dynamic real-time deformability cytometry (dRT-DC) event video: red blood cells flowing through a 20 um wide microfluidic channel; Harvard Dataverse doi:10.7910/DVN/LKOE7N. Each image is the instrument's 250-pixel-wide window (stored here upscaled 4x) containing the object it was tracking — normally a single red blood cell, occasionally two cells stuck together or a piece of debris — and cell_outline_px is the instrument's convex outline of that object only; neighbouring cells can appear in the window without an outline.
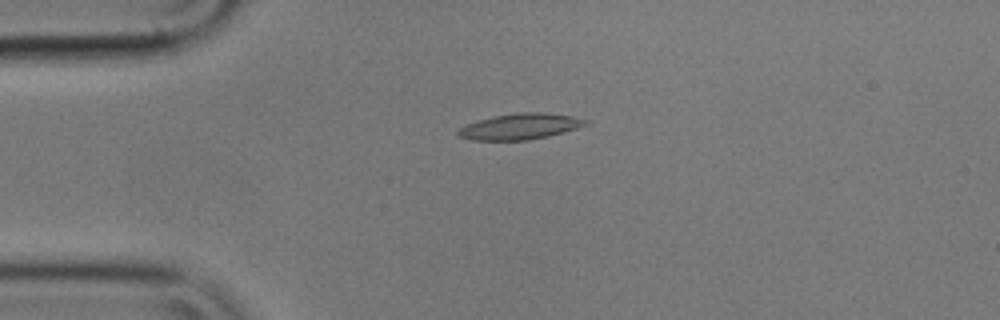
{"species": "common noctule bat (a hibernating species)", "species_latin": "Nyctalus noctula", "temperature_condition": "cold", "stored_images_in_passage": 5, "camera_frame_rate_fps": 3000, "um_per_image_px": 0.085, "animal": {"sex": "male", "body_mass_g": 17.9}, "frame": {"image": 1, "passage_image": 4, "time_ms": 1.0, "image_size_px": [1000, 320], "cell_outline_px": [[588, 124], [564, 132], [548, 136], [528, 140], [472, 140], [460, 136], [456, 132], [460, 128], [468, 124], [480, 120], [496, 116], [516, 112], [544, 112], [572, 116], [588, 120]], "centroid_in_image_um": [44.24, 10.75], "position_along_channel_um": 40.8, "area_um2": 19.02}}
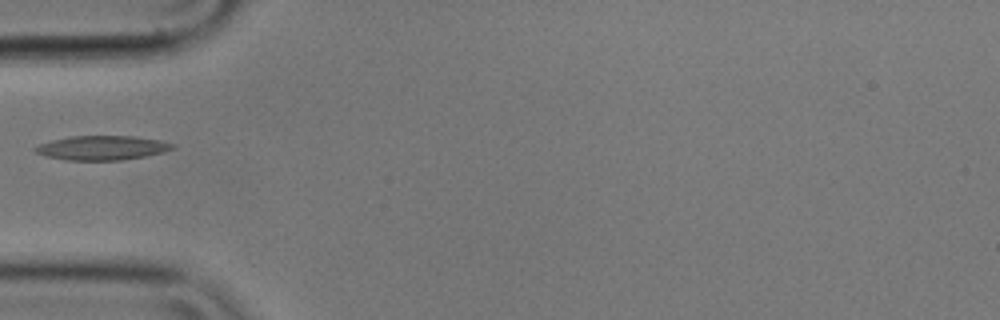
{"frame": {"image": 2, "passage_image": 5, "time_ms": 1.333, "image_size_px": [1000, 320], "cell_outline_px": [[176, 148], [164, 152], [144, 156], [120, 160], [64, 160], [44, 156], [36, 152], [32, 148], [40, 144], [52, 140], [72, 136], [136, 136], [160, 140], [176, 144]], "centroid_in_image_um": [8.69, 12.56], "position_along_channel_um": 76.3, "area_um2": 19.54}}